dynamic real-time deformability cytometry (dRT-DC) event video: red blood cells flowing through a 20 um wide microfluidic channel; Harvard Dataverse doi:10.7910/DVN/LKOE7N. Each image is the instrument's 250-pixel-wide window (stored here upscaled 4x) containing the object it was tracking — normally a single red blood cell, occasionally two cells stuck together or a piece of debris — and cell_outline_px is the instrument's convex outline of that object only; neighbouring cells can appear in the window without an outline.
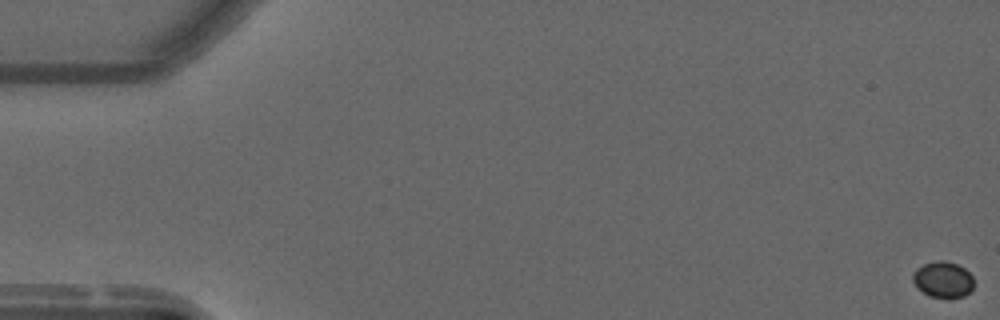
{"species": "common noctule bat (a hibernating species)", "species_latin": "Nyctalus noctula", "temperature_condition": "warm", "stored_images_in_passage": 57, "camera_frame_rate_fps": 3000, "um_per_image_px": 0.085, "animal": {"sex": "male", "forearm_length_mm": 52.5}, "frame": {"image": 1, "passage_image": 1, "time_ms": 0.0, "image_size_px": [1000, 320], "cell_outline_px": [[972, 288], [964, 296], [948, 300], [928, 296], [912, 280], [912, 276], [916, 268], [924, 264], [940, 260], [944, 260], [956, 264], [964, 268], [972, 276]], "centroid_in_image_um": [80.16, 23.79], "position_along_channel_um": 4.8, "area_um2": 12.83}}
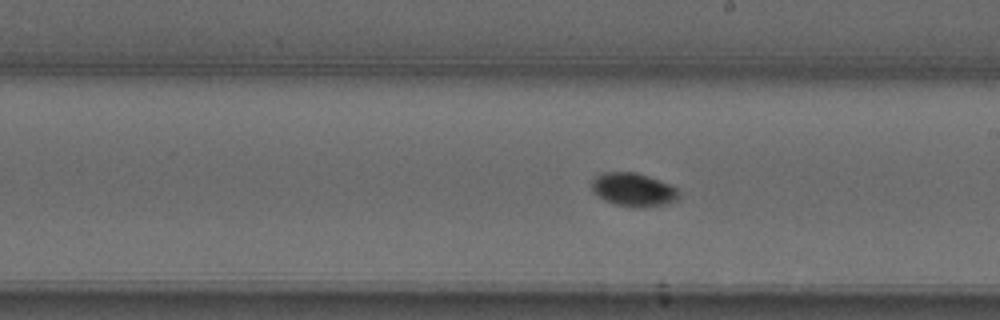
{"frame": {"image": 2, "passage_image": 33, "time_ms": 10.667, "image_size_px": [1000, 320], "cell_outline_px": [[680, 196], [676, 200], [664, 204], [648, 208], [632, 208], [616, 204], [604, 200], [592, 192], [592, 180], [596, 176], [604, 172], [636, 172], [660, 180], [676, 188], [680, 192]], "centroid_in_image_um": [53.84, 16.13], "position_along_channel_um": 235.2, "area_um2": 17.17}}
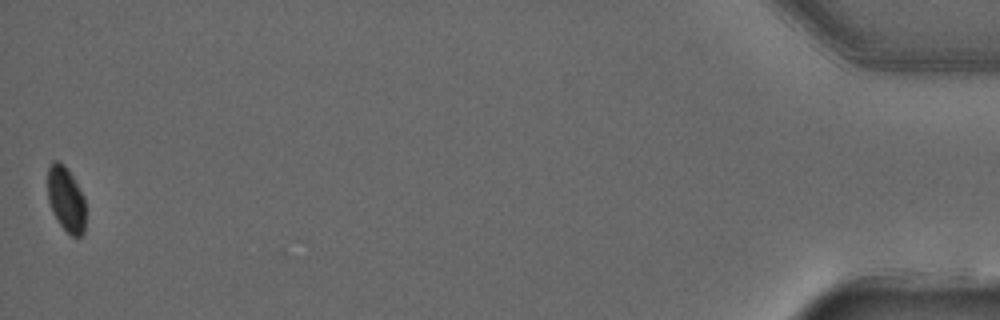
{"frame": {"image": 3, "passage_image": 57, "time_ms": 18.667, "image_size_px": [1000, 320], "cell_outline_px": [[84, 232], [80, 236], [72, 236], [60, 224], [52, 212], [48, 200], [48, 168], [52, 160], [60, 160], [68, 168], [84, 196]], "centroid_in_image_um": [5.59, 16.88], "position_along_channel_um": 429.6, "area_um2": 14.39}, "authors_computed_cell_mechanics": {"area_um2": 15.1436, "velocity_mm_per_s": 3.6672, "shape_relaxation_time_tau1_ms": 3.85, "shape_relaxation_time_tau2_ms": null, "deformation_change_tau1": 0.0953, "deformation_change_tau2": null}}